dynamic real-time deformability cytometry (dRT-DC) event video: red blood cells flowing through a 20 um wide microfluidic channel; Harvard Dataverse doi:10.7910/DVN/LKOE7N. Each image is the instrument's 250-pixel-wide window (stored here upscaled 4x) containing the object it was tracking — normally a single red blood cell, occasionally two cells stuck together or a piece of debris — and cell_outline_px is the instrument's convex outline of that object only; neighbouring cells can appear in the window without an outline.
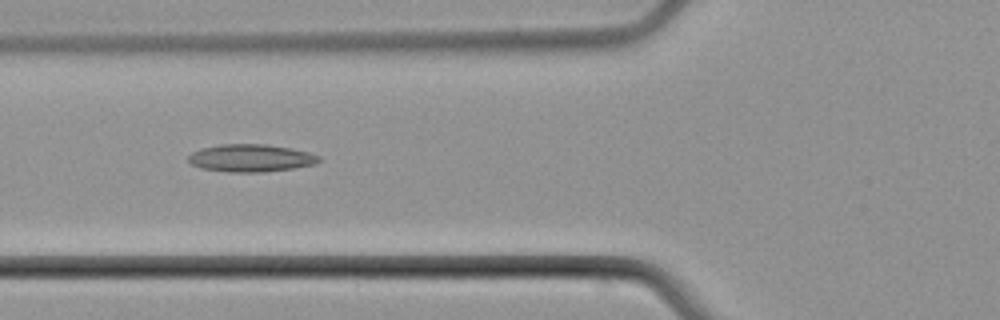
{"species": "common noctule bat (a hibernating species)", "species_latin": "Nyctalus noctula", "temperature_condition": "cold", "stored_images_in_passage": 7, "camera_frame_rate_fps": 3000, "um_per_image_px": 0.085, "animal": {"sex": "male", "body_mass_g": 21.5, "forearm_length_mm": 52.0}, "frame": {"image": 1, "passage_image": 6, "time_ms": 6.0, "image_size_px": [1000, 320], "cell_outline_px": [[320, 160], [316, 164], [292, 168], [264, 172], [228, 172], [200, 168], [192, 164], [188, 160], [188, 156], [192, 152], [204, 148], [220, 144], [264, 144], [292, 148], [308, 152], [320, 156]], "centroid_in_image_um": [21.33, 13.43], "position_along_channel_um": 104.5, "area_um2": 20.92}}
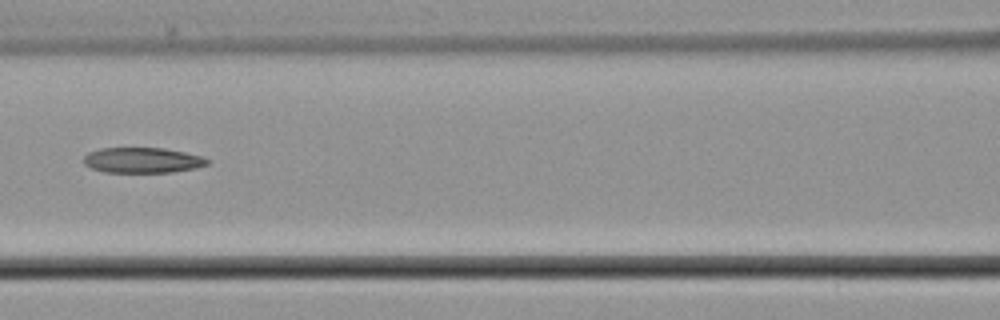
{"frame": {"image": 2, "passage_image": 7, "time_ms": 7.333, "image_size_px": [1000, 320], "cell_outline_px": [[208, 164], [196, 168], [172, 172], [104, 172], [92, 168], [84, 164], [84, 156], [88, 152], [100, 148], [164, 148], [184, 152], [200, 156], [208, 160]], "centroid_in_image_um": [12.08, 13.62], "position_along_channel_um": 154.5, "area_um2": 18.21}}